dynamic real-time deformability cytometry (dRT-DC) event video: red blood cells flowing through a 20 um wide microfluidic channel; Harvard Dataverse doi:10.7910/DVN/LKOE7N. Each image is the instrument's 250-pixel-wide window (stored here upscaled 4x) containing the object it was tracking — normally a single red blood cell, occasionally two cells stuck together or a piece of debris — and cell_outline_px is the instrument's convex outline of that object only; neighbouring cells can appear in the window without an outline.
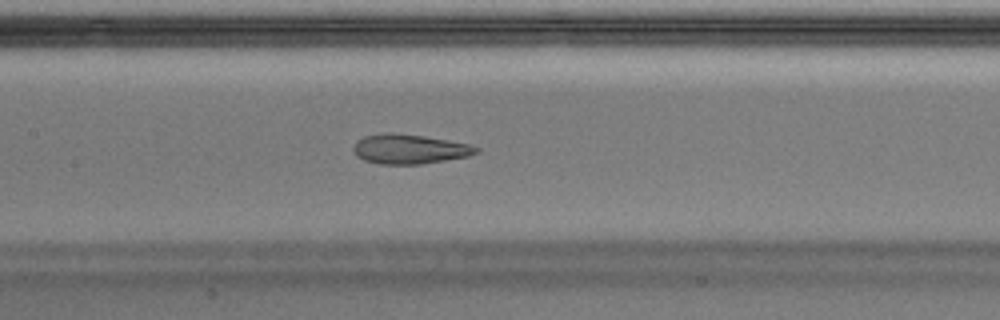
{"species": "Egyptian fruit bat (a non-hibernating species)", "species_latin": "Rousettus aegyptiacus", "temperature_condition": "warm", "stored_images_in_passage": 50, "camera_frame_rate_fps": 3000, "um_per_image_px": 0.085, "animal": {"sex": "male"}, "frame": {"image": 1, "passage_image": 24, "time_ms": 7.667, "image_size_px": [1000, 320], "cell_outline_px": [[480, 152], [468, 156], [420, 164], [380, 164], [364, 160], [356, 156], [352, 152], [352, 148], [356, 140], [364, 136], [384, 132], [392, 132], [424, 136], [468, 144], [480, 148]], "centroid_in_image_um": [34.75, 12.66], "position_along_channel_um": 172.7, "area_um2": 21.27}}
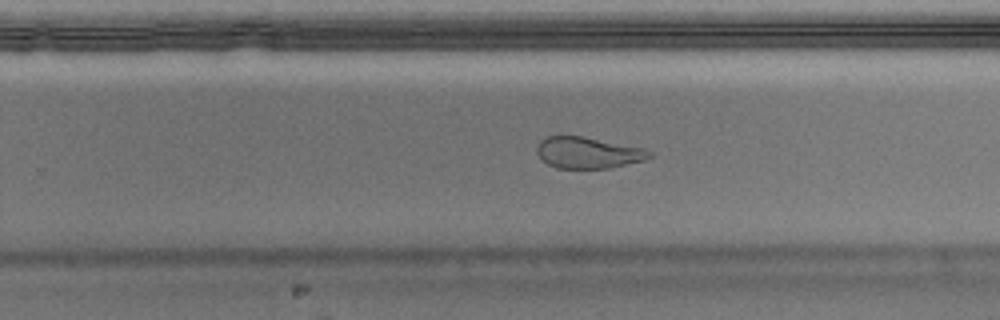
{"frame": {"image": 2, "passage_image": 32, "time_ms": 10.333, "image_size_px": [1000, 320], "cell_outline_px": [[652, 156], [644, 160], [608, 168], [556, 168], [548, 164], [536, 152], [536, 148], [540, 140], [544, 136], [584, 136], [644, 148], [652, 152]], "centroid_in_image_um": [49.97, 12.97], "position_along_channel_um": 279.8, "area_um2": 20.52}}
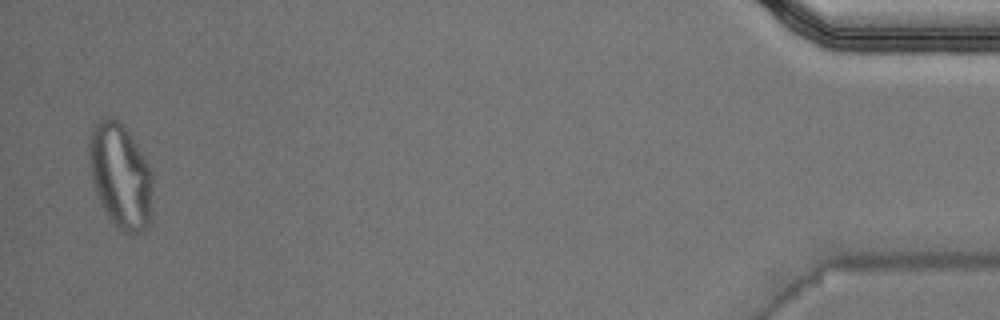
{"frame": {"image": 3, "passage_image": 49, "time_ms": 16.0, "image_size_px": [1000, 320], "cell_outline_px": [[152, 192], [148, 228], [132, 236], [124, 232], [108, 216], [96, 192], [92, 180], [88, 152], [88, 144], [92, 128], [104, 116], [112, 116], [128, 132], [144, 156], [152, 172]], "centroid_in_image_um": [10.24, 14.94], "position_along_channel_um": 425.0, "area_um2": 38.49}, "authors_computed_cell_mechanics": {"area_um2": 23.0911, "velocity_mm_per_s": 4.0357, "shape_relaxation_time_tau1_ms": null, "shape_relaxation_time_tau2_ms": 1.3183, "deformation_change_tau1": null, "deformation_change_tau2": 0.0847}}